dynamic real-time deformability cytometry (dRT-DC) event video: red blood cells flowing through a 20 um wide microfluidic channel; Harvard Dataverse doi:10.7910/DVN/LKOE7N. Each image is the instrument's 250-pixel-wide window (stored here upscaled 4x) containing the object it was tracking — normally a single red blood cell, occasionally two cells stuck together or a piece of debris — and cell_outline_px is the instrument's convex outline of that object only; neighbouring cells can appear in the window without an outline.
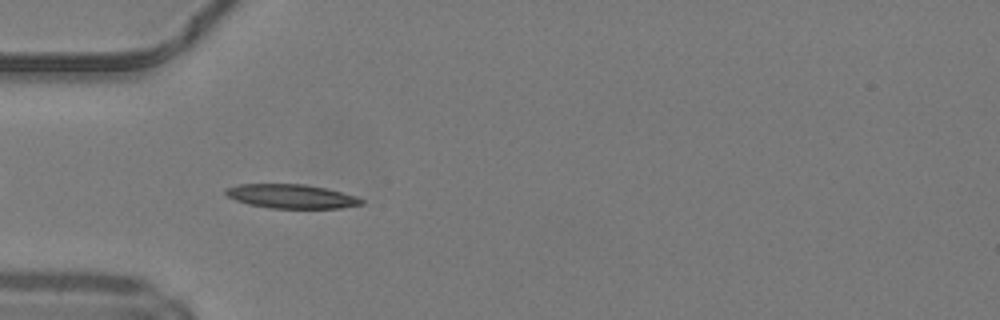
{"species": "common noctule bat (a hibernating species)", "species_latin": "Nyctalus noctula", "temperature_condition": "warm", "stored_images_in_passage": 4, "camera_frame_rate_fps": 3000, "um_per_image_px": 0.085, "animal": {"sex": "male", "body_mass_g": 19.2, "forearm_length_mm": 51.8}, "frame": {"image": 1, "passage_image": 3, "time_ms": 0.667, "image_size_px": [1000, 320], "cell_outline_px": [[364, 204], [340, 208], [268, 208], [248, 204], [236, 200], [228, 196], [224, 192], [224, 188], [240, 184], [304, 184], [324, 188], [356, 196], [364, 200]], "centroid_in_image_um": [24.75, 16.69], "position_along_channel_um": 60.3, "area_um2": 18.96}}